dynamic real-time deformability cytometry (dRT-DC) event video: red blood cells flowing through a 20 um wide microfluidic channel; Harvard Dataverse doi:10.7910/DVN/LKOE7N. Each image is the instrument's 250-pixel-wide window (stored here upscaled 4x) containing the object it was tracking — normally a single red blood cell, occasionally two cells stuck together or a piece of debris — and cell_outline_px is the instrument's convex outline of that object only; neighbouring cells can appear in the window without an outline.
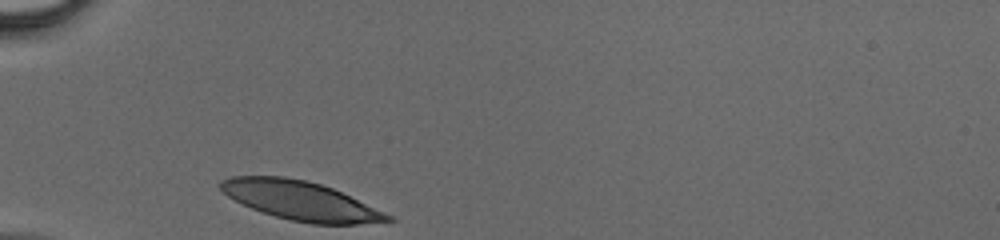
{"species": "human", "species_latin": "Homo sapiens", "temperature_condition": "cold", "stored_images_in_passage": 25, "camera_frame_rate_fps": 3000, "um_per_image_px": 0.085, "donor": {"sex": "male"}, "frame": {"image": 1, "passage_image": 1, "time_ms": 0.0, "image_size_px": [1000, 240], "cell_outline_px": [[396, 220], [356, 224], [312, 224], [292, 220], [276, 216], [252, 208], [228, 196], [220, 188], [220, 180], [232, 176], [284, 176], [304, 180], [320, 184], [332, 188], [384, 212], [392, 216]], "centroid_in_image_um": [25.54, 17.05], "position_along_channel_um": 59.5, "area_um2": 37.28}}
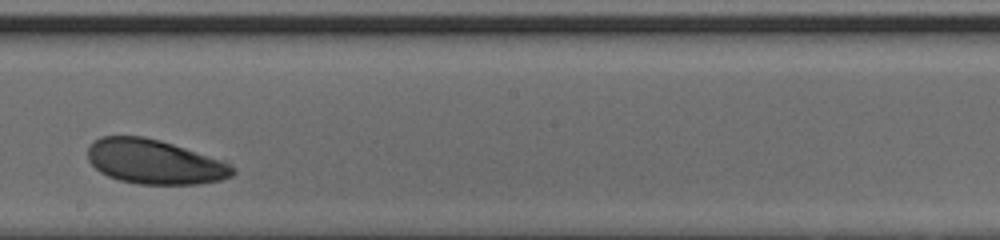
{"frame": {"image": 2, "passage_image": 14, "time_ms": 4.333, "image_size_px": [1000, 240], "cell_outline_px": [[236, 172], [232, 176], [220, 180], [200, 184], [140, 184], [120, 180], [108, 176], [100, 172], [88, 160], [88, 144], [92, 140], [100, 136], [144, 136], [160, 140], [220, 160], [236, 168]], "centroid_in_image_um": [13.09, 13.75], "position_along_channel_um": 235.1, "area_um2": 37.45}}
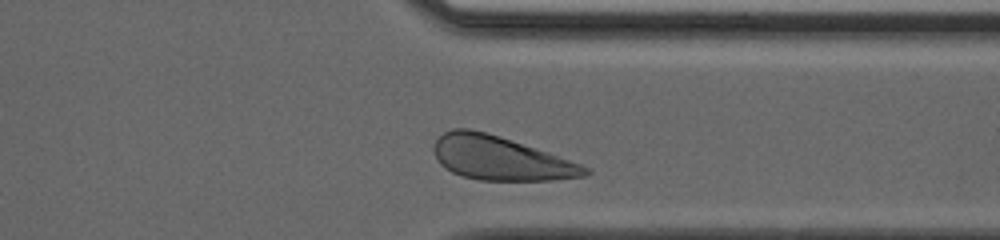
{"frame": {"image": 3, "passage_image": 23, "time_ms": 7.333, "image_size_px": [1000, 240], "cell_outline_px": [[592, 172], [584, 176], [548, 180], [480, 180], [460, 176], [444, 168], [440, 164], [432, 152], [432, 148], [436, 140], [444, 132], [452, 128], [468, 128], [500, 136], [548, 152], [580, 164], [588, 168]], "centroid_in_image_um": [42.47, 13.45], "position_along_channel_um": 368.9, "area_um2": 38.49}}